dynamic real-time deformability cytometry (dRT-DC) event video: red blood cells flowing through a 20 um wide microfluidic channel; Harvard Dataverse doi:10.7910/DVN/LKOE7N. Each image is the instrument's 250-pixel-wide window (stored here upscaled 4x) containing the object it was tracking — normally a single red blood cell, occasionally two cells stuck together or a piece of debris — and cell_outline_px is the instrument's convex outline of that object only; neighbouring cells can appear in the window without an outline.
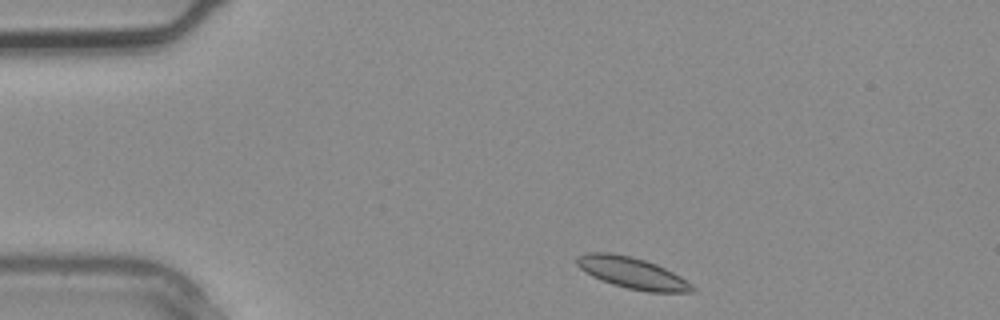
{"species": "common noctule bat (a hibernating species)", "species_latin": "Nyctalus noctula", "temperature_condition": "warm", "stored_images_in_passage": 2, "camera_frame_rate_fps": 3000, "um_per_image_px": 0.085, "animal": {"sex": "male", "body_mass_g": 20.4}, "frame": {"image": 1, "passage_image": 1, "time_ms": 0.0, "image_size_px": [1000, 320], "cell_outline_px": [[696, 288], [692, 292], [648, 292], [628, 288], [612, 284], [600, 280], [592, 276], [580, 268], [576, 264], [576, 256], [584, 252], [612, 252], [632, 256], [656, 264], [680, 276], [692, 284]], "centroid_in_image_um": [53.7, 23.18], "position_along_channel_um": 31.3, "area_um2": 21.15}}